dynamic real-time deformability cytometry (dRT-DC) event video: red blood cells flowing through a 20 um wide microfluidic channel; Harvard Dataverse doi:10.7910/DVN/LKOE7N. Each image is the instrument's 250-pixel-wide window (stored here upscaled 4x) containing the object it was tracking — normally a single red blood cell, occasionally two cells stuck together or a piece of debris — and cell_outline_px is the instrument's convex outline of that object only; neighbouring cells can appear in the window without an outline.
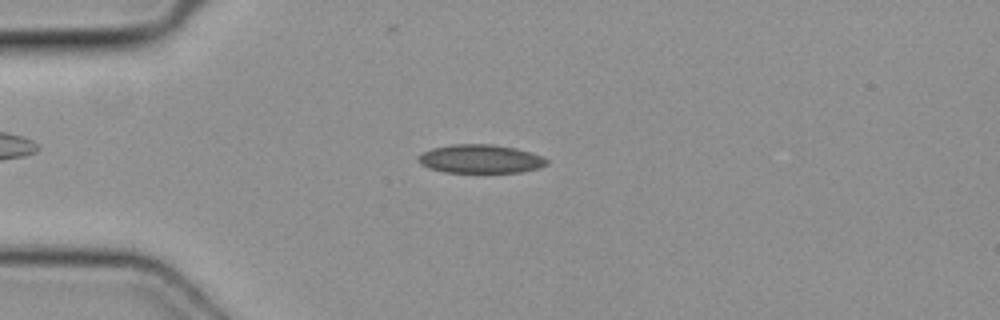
{"species": "common noctule bat (a hibernating species)", "species_latin": "Nyctalus noctula", "temperature_condition": "cold", "stored_images_in_passage": 49, "camera_frame_rate_fps": 3000, "um_per_image_px": 0.085, "animal": {"sex": "female", "body_mass_g": 19.3, "forearm_length_mm": 54.1}, "frame": {"image": 1, "passage_image": 12, "time_ms": 3.667, "image_size_px": [1000, 320], "cell_outline_px": [[548, 164], [540, 168], [520, 172], [444, 172], [428, 168], [420, 164], [420, 156], [424, 152], [432, 148], [452, 144], [492, 144], [516, 148], [540, 156], [548, 160]], "centroid_in_image_um": [40.85, 13.51], "position_along_channel_um": 44.2, "area_um2": 21.21}}
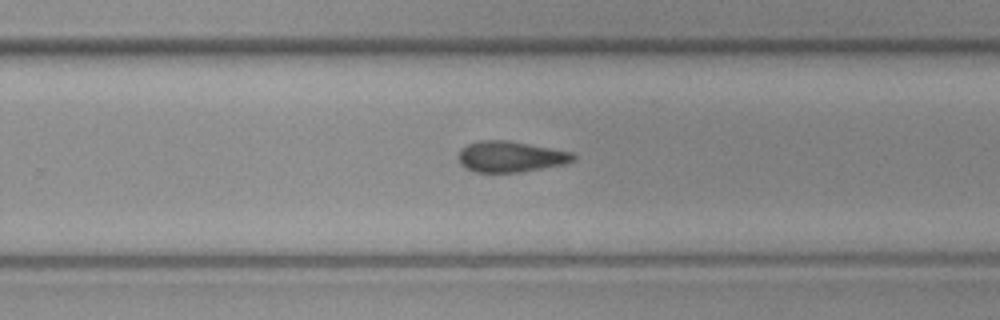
{"frame": {"image": 2, "passage_image": 31, "time_ms": 10.0, "image_size_px": [1000, 320], "cell_outline_px": [[576, 160], [564, 164], [520, 172], [476, 172], [464, 168], [460, 164], [460, 148], [468, 144], [480, 140], [508, 140], [572, 152], [576, 156]], "centroid_in_image_um": [43.4, 13.31], "position_along_channel_um": 286.4, "area_um2": 20.63}}
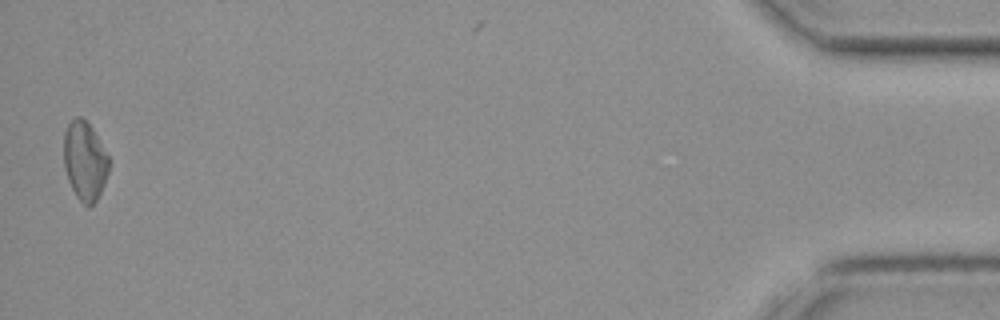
{"frame": {"image": 3, "passage_image": 48, "time_ms": 15.667, "image_size_px": [1000, 320], "cell_outline_px": [[108, 172], [104, 184], [96, 200], [88, 208], [76, 196], [68, 180], [64, 168], [64, 132], [68, 124], [76, 116], [80, 116], [92, 128], [108, 156]], "centroid_in_image_um": [7.19, 13.68], "position_along_channel_um": 428.0, "area_um2": 20.46}}